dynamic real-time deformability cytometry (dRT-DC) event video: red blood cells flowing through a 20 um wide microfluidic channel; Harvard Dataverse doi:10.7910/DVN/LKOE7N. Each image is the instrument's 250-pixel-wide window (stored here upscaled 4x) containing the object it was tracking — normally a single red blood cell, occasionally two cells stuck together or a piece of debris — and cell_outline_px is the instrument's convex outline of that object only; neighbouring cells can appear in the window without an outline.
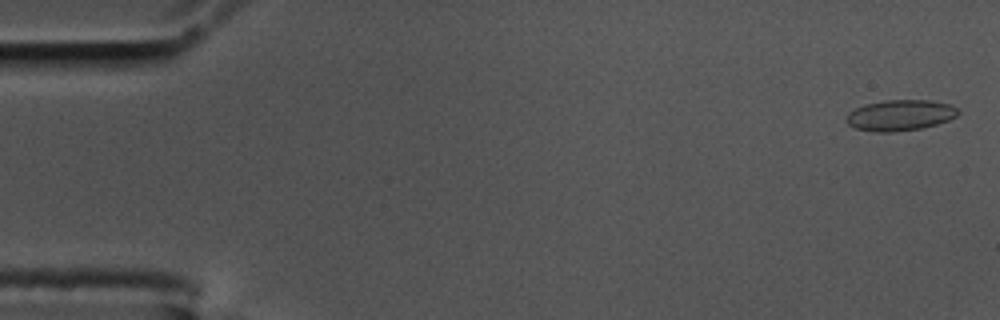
{"species": "common noctule bat (a hibernating species)", "species_latin": "Nyctalus noctula", "temperature_condition": "cold", "stored_images_in_passage": 58, "camera_frame_rate_fps": 3000, "um_per_image_px": 0.085, "animal": {"sex": "male", "body_mass_g": 17.5, "forearm_length_mm": 52.3}, "frame": {"image": 1, "passage_image": 2, "time_ms": 0.333, "image_size_px": [1000, 320], "cell_outline_px": [[960, 112], [956, 116], [948, 120], [936, 124], [920, 128], [892, 132], [876, 132], [856, 128], [848, 124], [848, 112], [864, 104], [884, 100], [928, 100], [948, 104], [956, 108]], "centroid_in_image_um": [76.5, 9.79], "position_along_channel_um": 8.5, "area_um2": 19.83}}
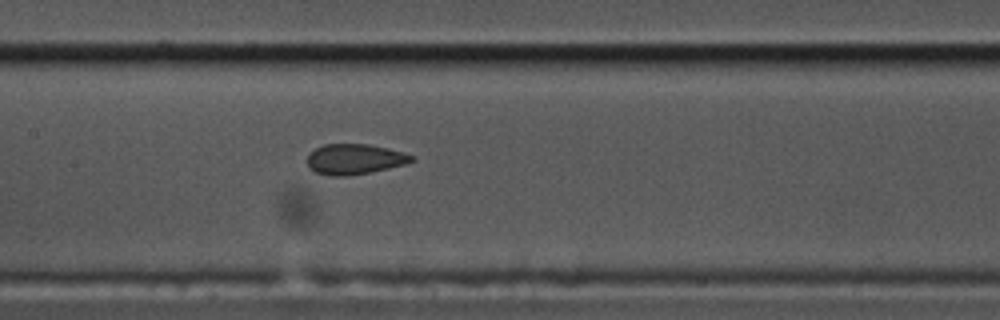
{"frame": {"image": 2, "passage_image": 28, "time_ms": 9.0, "image_size_px": [1000, 320], "cell_outline_px": [[416, 160], [404, 164], [388, 168], [368, 172], [344, 176], [328, 176], [316, 172], [308, 168], [308, 152], [324, 144], [368, 144], [388, 148], [404, 152], [416, 156]], "centroid_in_image_um": [30.14, 13.52], "position_along_channel_um": 177.3, "area_um2": 18.55}}
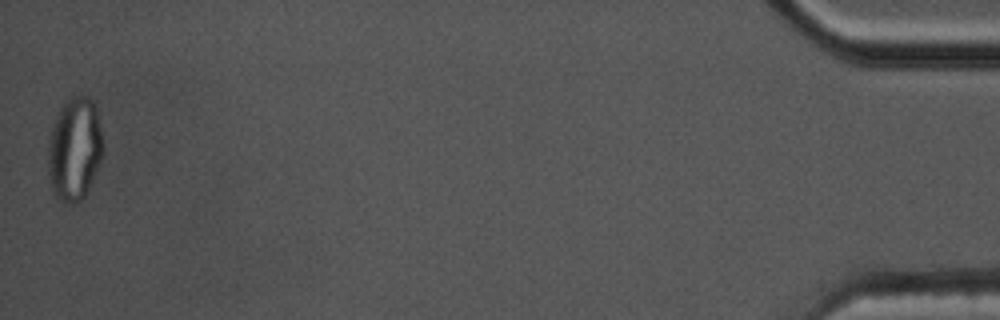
{"frame": {"image": 3, "passage_image": 58, "time_ms": 19.0, "image_size_px": [1000, 320], "cell_outline_px": [[104, 152], [88, 192], [80, 200], [72, 204], [68, 204], [56, 196], [52, 192], [48, 172], [48, 140], [56, 116], [60, 108], [68, 96], [88, 96], [92, 100], [96, 108], [104, 144]], "centroid_in_image_um": [6.34, 12.66], "position_along_channel_um": 428.9, "area_um2": 33.47}, "authors_computed_cell_mechanics": {"area_um2": 19.0162, "velocity_mm_per_s": 3.4703, "shape_relaxation_time_tau1_ms": null, "shape_relaxation_time_tau2_ms": 1.0558, "deformation_change_tau1": null, "deformation_change_tau2": 0.0581}}